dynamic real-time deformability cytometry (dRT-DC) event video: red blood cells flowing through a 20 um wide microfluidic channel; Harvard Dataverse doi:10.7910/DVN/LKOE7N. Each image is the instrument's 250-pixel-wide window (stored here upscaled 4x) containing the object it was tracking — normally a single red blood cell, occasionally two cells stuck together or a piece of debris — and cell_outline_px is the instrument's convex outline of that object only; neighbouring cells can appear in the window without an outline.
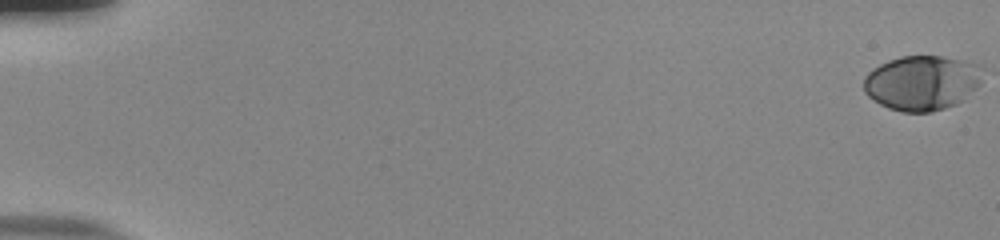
{"species": "human", "species_latin": "Homo sapiens", "temperature_condition": "room temperature", "stored_images_in_passage": 56, "camera_frame_rate_fps": 3000, "um_per_image_px": 0.085, "donor": {"sex": "male"}, "frame": {"image": 1, "passage_image": 1, "time_ms": 0.0, "image_size_px": [1000, 240], "cell_outline_px": [[984, 68], [980, 84], [964, 100], [956, 104], [932, 112], [904, 112], [888, 108], [880, 104], [868, 96], [864, 92], [864, 76], [872, 68], [888, 60], [900, 56], [940, 56], [980, 64]], "centroid_in_image_um": [78.38, 7.03], "position_along_channel_um": 6.6, "area_um2": 38.32}}
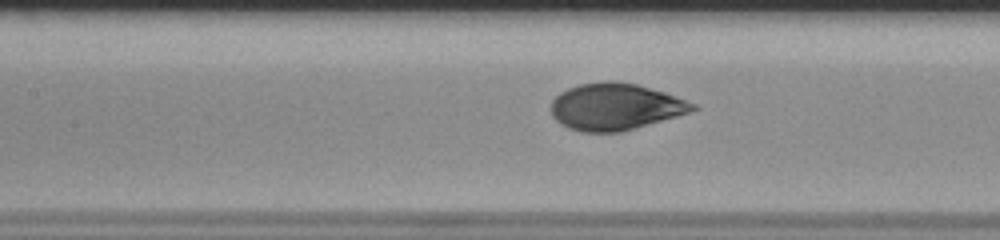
{"frame": {"image": 2, "passage_image": 28, "time_ms": 9.0, "image_size_px": [1000, 240], "cell_outline_px": [[700, 108], [676, 116], [620, 132], [580, 132], [568, 128], [560, 124], [552, 116], [552, 100], [560, 92], [568, 88], [580, 84], [608, 80], [616, 80], [636, 84], [664, 92], [696, 104]], "centroid_in_image_um": [52.27, 9.06], "position_along_channel_um": 155.1, "area_um2": 38.44}}
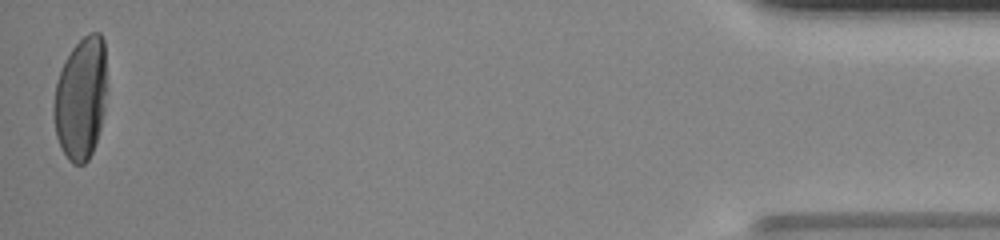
{"frame": {"image": 3, "passage_image": 56, "time_ms": 18.333, "image_size_px": [1000, 240], "cell_outline_px": [[104, 112], [100, 128], [92, 152], [88, 160], [84, 164], [72, 164], [68, 160], [56, 136], [52, 116], [52, 108], [56, 84], [64, 60], [72, 48], [88, 32], [100, 32], [104, 40]], "centroid_in_image_um": [6.83, 8.37], "position_along_channel_um": 428.4, "area_um2": 37.63}, "authors_computed_cell_mechanics": {"area_um2": 38.148, "velocity_mm_per_s": 3.7867, "shape_relaxation_time_tau1_ms": 4.4234, "shape_relaxation_time_tau2_ms": null, "deformation_change_tau1": 0.2126, "deformation_change_tau2": null}}